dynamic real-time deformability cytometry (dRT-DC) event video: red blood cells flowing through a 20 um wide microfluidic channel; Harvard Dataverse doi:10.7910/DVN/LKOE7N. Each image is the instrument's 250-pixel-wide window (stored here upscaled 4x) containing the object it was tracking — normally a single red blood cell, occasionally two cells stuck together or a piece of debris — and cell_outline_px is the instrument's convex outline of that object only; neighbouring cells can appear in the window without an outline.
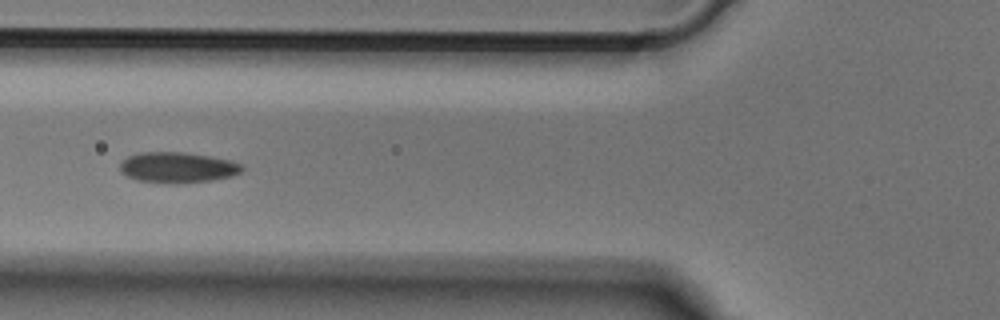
{"species": "Egyptian fruit bat (a non-hibernating species)", "species_latin": "Rousettus aegyptiacus", "temperature_condition": "cold", "stored_images_in_passage": 45, "camera_frame_rate_fps": 3000, "um_per_image_px": 0.085, "animal": {"sex": "male"}, "frame": {"image": 1, "passage_image": 13, "time_ms": 4.0, "image_size_px": [1000, 320], "cell_outline_px": [[244, 168], [240, 172], [232, 176], [212, 180], [176, 184], [164, 184], [136, 180], [120, 172], [120, 164], [128, 156], [140, 152], [184, 152], [208, 156], [228, 160], [244, 164]], "centroid_in_image_um": [15.08, 14.25], "position_along_channel_um": 110.7, "area_um2": 21.96}}
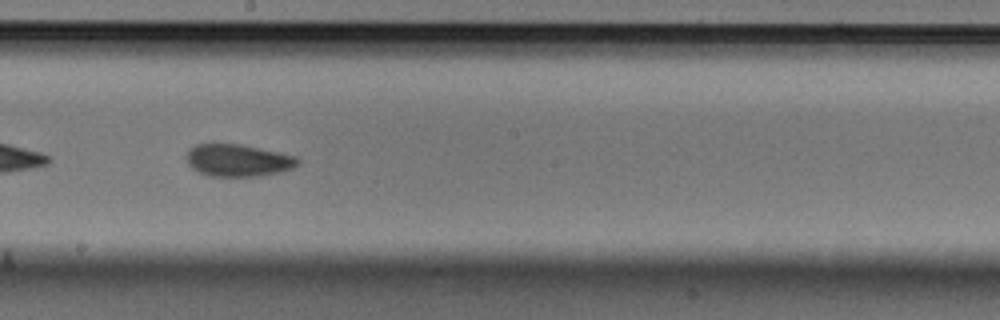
{"frame": {"image": 2, "passage_image": 22, "time_ms": 7.0, "image_size_px": [1000, 320], "cell_outline_px": [[300, 164], [292, 168], [280, 172], [264, 176], [208, 176], [196, 172], [188, 164], [184, 156], [188, 148], [196, 144], [212, 140], [240, 144], [280, 152], [296, 156], [300, 160]], "centroid_in_image_um": [20.15, 13.59], "position_along_channel_um": 228.0, "area_um2": 21.96}}
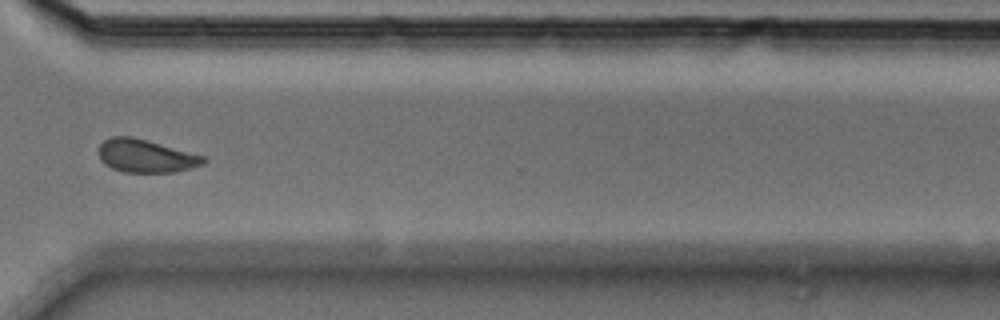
{"frame": {"image": 3, "passage_image": 32, "time_ms": 10.333, "image_size_px": [1000, 320], "cell_outline_px": [[208, 160], [204, 164], [192, 168], [176, 172], [124, 172], [112, 168], [104, 164], [100, 160], [100, 144], [104, 140], [112, 136], [132, 136], [148, 140], [208, 156]], "centroid_in_image_um": [12.47, 13.25], "position_along_channel_um": 358.1, "area_um2": 20.52}}